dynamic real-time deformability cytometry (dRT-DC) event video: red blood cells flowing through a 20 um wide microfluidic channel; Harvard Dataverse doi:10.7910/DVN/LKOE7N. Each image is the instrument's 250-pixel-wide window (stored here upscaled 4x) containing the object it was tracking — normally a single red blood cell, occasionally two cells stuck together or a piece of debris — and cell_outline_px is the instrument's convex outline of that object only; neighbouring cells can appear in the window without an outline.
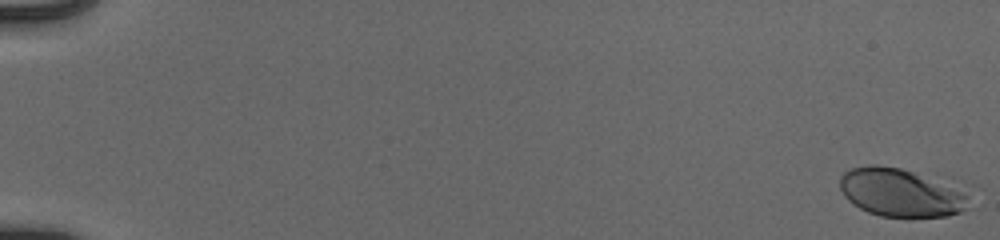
{"species": "human", "species_latin": "Homo sapiens", "temperature_condition": "cold", "stored_images_in_passage": 55, "camera_frame_rate_fps": 3000, "um_per_image_px": 0.085, "donor": {"sex": "male"}, "frame": {"image": 1, "passage_image": 1, "time_ms": 0.0, "image_size_px": [1000, 240], "cell_outline_px": [[968, 196], [964, 208], [960, 212], [948, 216], [880, 216], [868, 212], [860, 208], [848, 200], [844, 196], [840, 188], [840, 176], [844, 172], [852, 168], [868, 164], [876, 164], [952, 176]], "centroid_in_image_um": [76.68, 16.29], "position_along_channel_um": 8.3, "area_um2": 37.86}}
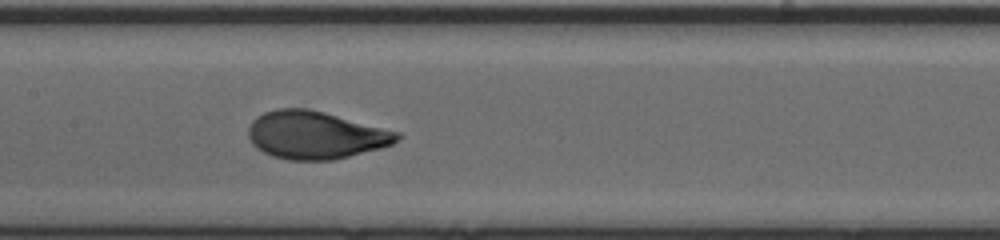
{"frame": {"image": 2, "passage_image": 30, "time_ms": 9.667, "image_size_px": [1000, 240], "cell_outline_px": [[404, 136], [392, 144], [380, 148], [332, 160], [288, 160], [272, 156], [256, 148], [252, 144], [248, 136], [248, 128], [252, 120], [256, 116], [264, 112], [276, 108], [308, 108], [324, 112], [400, 132]], "centroid_in_image_um": [26.79, 11.47], "position_along_channel_um": 180.6, "area_um2": 41.5}}
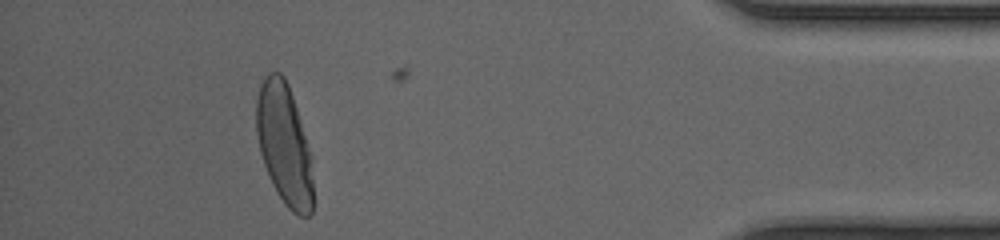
{"frame": {"image": 3, "passage_image": 51, "time_ms": 16.667, "image_size_px": [1000, 240], "cell_outline_px": [[312, 212], [308, 216], [300, 216], [292, 212], [284, 204], [276, 192], [272, 184], [264, 164], [260, 152], [256, 132], [256, 100], [260, 84], [264, 76], [268, 72], [280, 72], [284, 76], [288, 84], [312, 156]], "centroid_in_image_um": [24.15, 12.27], "position_along_channel_um": 411.1, "area_um2": 40.06}, "authors_computed_cell_mechanics": {"area_um2": 40.2866, "velocity_mm_per_s": 3.9191, "shape_relaxation_time_tau1_ms": 2.9472, "shape_relaxation_time_tau2_ms": null, "deformation_change_tau1": 0.1688, "deformation_change_tau2": null}}